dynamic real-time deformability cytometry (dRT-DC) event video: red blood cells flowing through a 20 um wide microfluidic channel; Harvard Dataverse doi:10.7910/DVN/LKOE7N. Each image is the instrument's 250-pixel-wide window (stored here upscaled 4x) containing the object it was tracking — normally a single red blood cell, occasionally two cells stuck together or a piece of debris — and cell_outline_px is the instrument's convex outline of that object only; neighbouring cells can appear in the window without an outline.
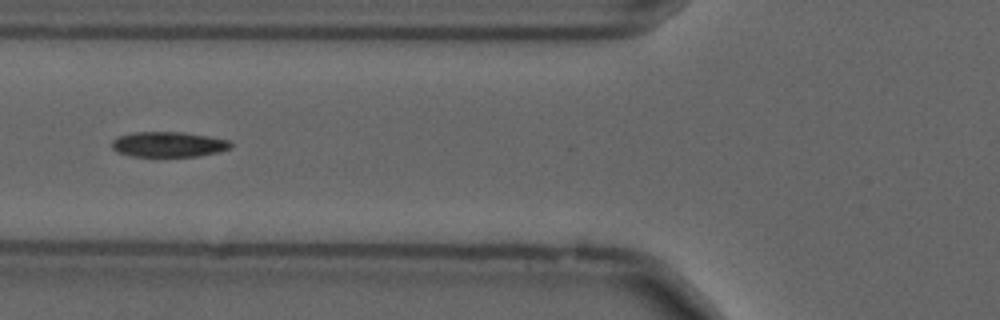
{"species": "common noctule bat (a hibernating species)", "species_latin": "Nyctalus noctula", "temperature_condition": "cold", "stored_images_in_passage": 41, "camera_frame_rate_fps": 3000, "um_per_image_px": 0.085, "animal": {"sex": "male", "forearm_length_mm": 52.5}, "frame": {"image": 1, "passage_image": 7, "time_ms": 2.0, "image_size_px": [1000, 320], "cell_outline_px": [[232, 148], [220, 152], [196, 156], [132, 156], [116, 152], [112, 148], [112, 140], [116, 136], [132, 132], [184, 132], [208, 136], [228, 140], [232, 144]], "centroid_in_image_um": [14.3, 12.26], "position_along_channel_um": 111.5, "area_um2": 17.63}, "authors_computed_cell_mechanics": {"area_um2": 16.9932, "velocity_mm_per_s": 3.7, "shape_relaxation_time_tau1_ms": 9.9244, "shape_relaxation_time_tau2_ms": 8.246, "deformation_change_tau1": 0.2096, "deformation_change_tau2": 0.1681}}